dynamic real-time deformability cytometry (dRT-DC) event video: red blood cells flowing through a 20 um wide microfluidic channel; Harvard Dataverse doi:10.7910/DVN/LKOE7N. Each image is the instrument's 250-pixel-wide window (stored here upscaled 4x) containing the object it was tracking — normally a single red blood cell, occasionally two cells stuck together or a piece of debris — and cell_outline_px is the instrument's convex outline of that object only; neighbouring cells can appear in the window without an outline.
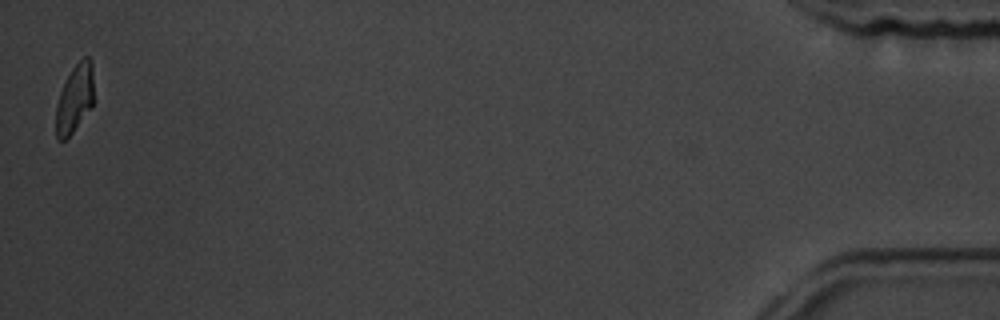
{"species": "common noctule bat (a hibernating species)", "species_latin": "Nyctalus noctula", "temperature_condition": "room temperature", "stored_images_in_passage": 16, "camera_frame_rate_fps": 3000, "um_per_image_px": 0.085, "animal": {"sex": "male", "body_mass_g": 19.5, "forearm_length_mm": 54.6}, "frame": {"image": 1, "passage_image": 16, "time_ms": 18.667, "image_size_px": [1000, 320], "cell_outline_px": [[92, 104], [72, 132], [64, 140], [56, 140], [56, 104], [60, 92], [72, 68], [84, 56], [88, 56], [92, 60]], "centroid_in_image_um": [6.32, 8.36], "position_along_channel_um": 428.9, "area_um2": 14.57}, "authors_computed_cell_mechanics": {"area_um2": 13.5541, "velocity_mm_per_s": 3.6058, "shape_relaxation_time_tau1_ms": 2.0298, "shape_relaxation_time_tau2_ms": null, "deformation_change_tau1": 0.1713, "deformation_change_tau2": null}}